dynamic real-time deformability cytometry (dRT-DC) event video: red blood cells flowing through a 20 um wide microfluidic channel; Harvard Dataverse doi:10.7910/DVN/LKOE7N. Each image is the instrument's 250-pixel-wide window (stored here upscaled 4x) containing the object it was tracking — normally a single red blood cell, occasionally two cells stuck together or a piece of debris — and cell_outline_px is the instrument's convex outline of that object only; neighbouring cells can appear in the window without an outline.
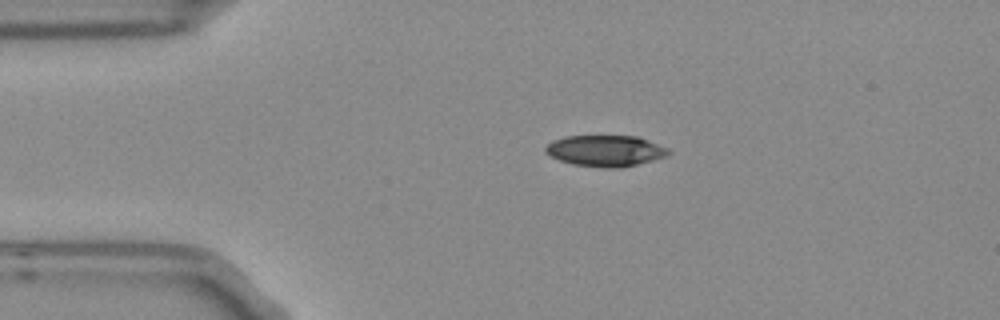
{"species": "Egyptian fruit bat (a non-hibernating species)", "species_latin": "Rousettus aegyptiacus", "temperature_condition": "room temperature", "stored_images_in_passage": 4, "camera_frame_rate_fps": 3000, "um_per_image_px": 0.085, "frame": {"image": 1, "passage_image": 2, "time_ms": 0.333, "image_size_px": [1000, 320], "cell_outline_px": [[672, 152], [668, 156], [620, 168], [608, 168], [572, 164], [560, 160], [544, 152], [544, 148], [552, 140], [564, 136], [636, 136], [648, 140], [668, 148]], "centroid_in_image_um": [51.46, 12.81], "position_along_channel_um": 33.5, "area_um2": 22.31}}
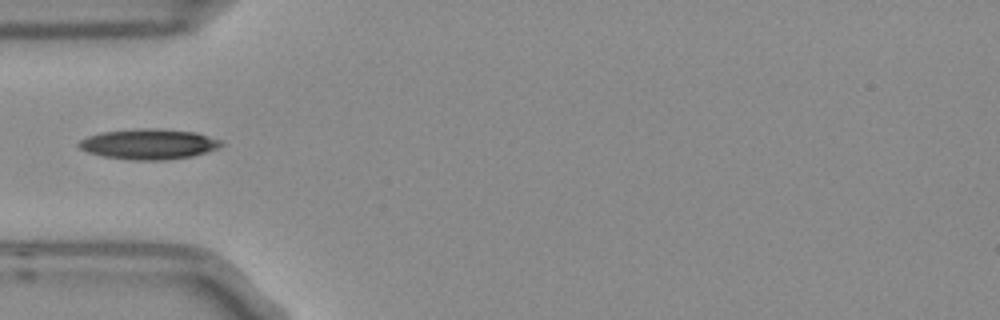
{"frame": {"image": 2, "passage_image": 3, "time_ms": 0.667, "image_size_px": [1000, 320], "cell_outline_px": [[224, 144], [220, 148], [192, 156], [156, 160], [132, 160], [104, 156], [88, 152], [80, 148], [76, 144], [80, 140], [88, 136], [100, 132], [136, 128], [160, 128], [196, 132], [220, 140]], "centroid_in_image_um": [12.64, 12.23], "position_along_channel_um": 72.4, "area_um2": 25.26}}
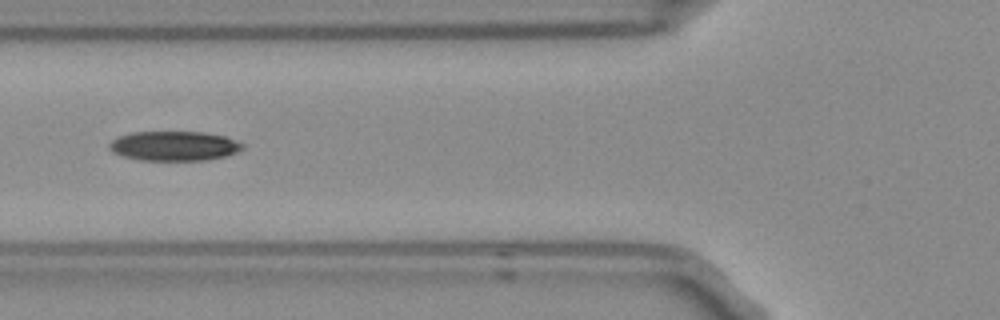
{"frame": {"image": 3, "passage_image": 4, "time_ms": 1.0, "image_size_px": [1000, 320], "cell_outline_px": [[244, 148], [228, 156], [208, 160], [140, 160], [124, 156], [112, 152], [108, 148], [108, 144], [112, 140], [120, 136], [132, 132], [204, 132], [224, 136], [244, 144]], "centroid_in_image_um": [14.81, 12.41], "position_along_channel_um": 111.0, "area_um2": 23.0}}